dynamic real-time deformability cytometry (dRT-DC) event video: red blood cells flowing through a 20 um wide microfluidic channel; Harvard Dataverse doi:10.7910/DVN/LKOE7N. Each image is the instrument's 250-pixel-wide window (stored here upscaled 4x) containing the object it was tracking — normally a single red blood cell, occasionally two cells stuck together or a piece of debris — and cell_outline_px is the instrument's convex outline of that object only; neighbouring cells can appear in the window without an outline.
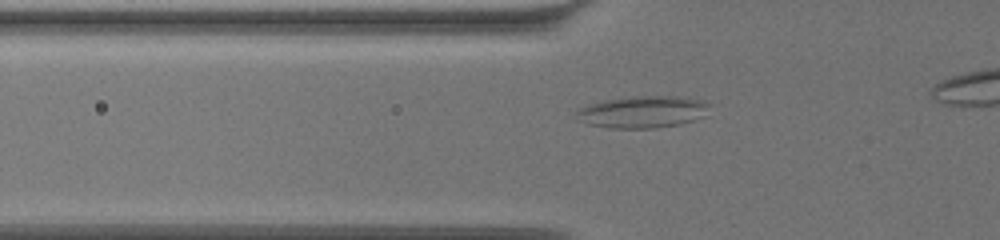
{"species": "common noctule bat (a hibernating species)", "species_latin": "Nyctalus noctula", "temperature_condition": "warm", "stored_images_in_passage": 45, "camera_frame_rate_fps": 3000, "um_per_image_px": 0.085, "animal": {"sex": "female", "body_mass_g": 19.5, "forearm_length_mm": 54.1}, "frame": {"image": 1, "passage_image": 13, "time_ms": 4.0, "image_size_px": [1000, 240], "cell_outline_px": [[712, 104], [704, 116], [680, 124], [656, 128], [608, 128], [588, 124], [576, 112], [580, 108], [588, 104], [600, 100], [632, 96], [676, 96], [704, 100]], "centroid_in_image_um": [54.68, 9.49], "position_along_channel_um": 71.1, "area_um2": 24.8}}
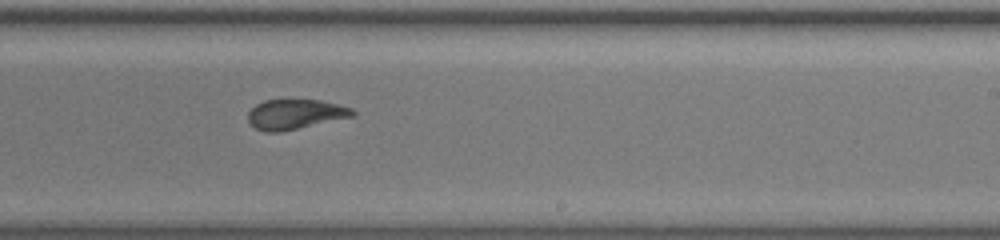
{"frame": {"image": 2, "passage_image": 30, "time_ms": 9.667, "image_size_px": [1000, 240], "cell_outline_px": [[356, 116], [280, 132], [264, 132], [256, 128], [248, 120], [248, 112], [256, 104], [264, 100], [320, 100], [352, 108], [356, 112]], "centroid_in_image_um": [25.11, 9.71], "position_along_channel_um": 263.9, "area_um2": 18.21}}
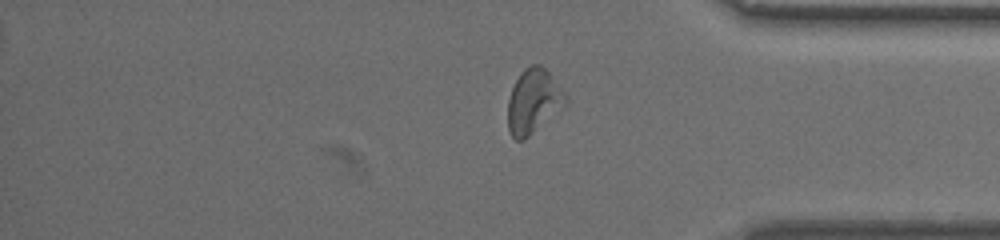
{"frame": {"image": 3, "passage_image": 42, "time_ms": 13.667, "image_size_px": [1000, 240], "cell_outline_px": [[568, 96], [564, 104], [524, 140], [516, 140], [512, 136], [508, 128], [508, 100], [512, 88], [520, 72], [524, 68], [532, 64], [540, 64], [548, 72]], "centroid_in_image_um": [45.3, 8.58], "position_along_channel_um": 389.9, "area_um2": 21.1}}